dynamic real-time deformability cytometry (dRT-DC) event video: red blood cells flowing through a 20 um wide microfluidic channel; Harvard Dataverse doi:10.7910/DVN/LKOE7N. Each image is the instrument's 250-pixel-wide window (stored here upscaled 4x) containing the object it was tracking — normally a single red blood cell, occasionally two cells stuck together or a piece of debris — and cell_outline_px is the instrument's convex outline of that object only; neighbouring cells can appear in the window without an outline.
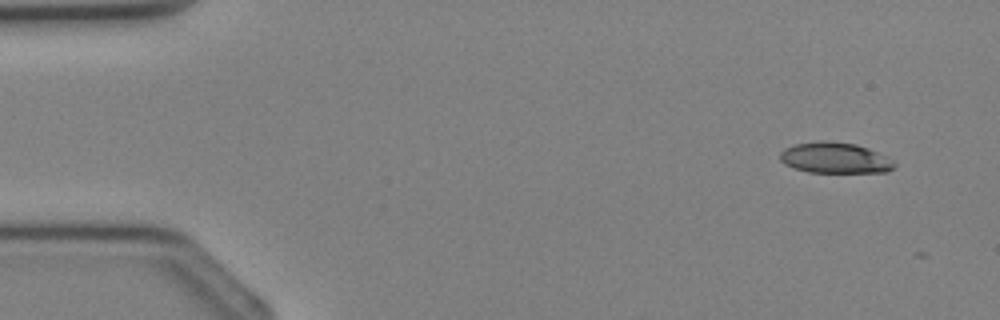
{"species": "Egyptian fruit bat (a non-hibernating species)", "species_latin": "Rousettus aegyptiacus", "temperature_condition": "cold", "stored_images_in_passage": 8, "camera_frame_rate_fps": 3000, "um_per_image_px": 0.085, "animal": {"sex": "female"}, "frame": {"image": 1, "passage_image": 1, "time_ms": 0.0, "image_size_px": [1000, 320], "cell_outline_px": [[896, 164], [888, 172], [808, 172], [792, 168], [784, 164], [780, 160], [780, 152], [784, 148], [796, 144], [824, 140], [856, 144], [868, 148], [888, 156]], "centroid_in_image_um": [70.96, 13.42], "position_along_channel_um": 14.0, "area_um2": 20.63}}